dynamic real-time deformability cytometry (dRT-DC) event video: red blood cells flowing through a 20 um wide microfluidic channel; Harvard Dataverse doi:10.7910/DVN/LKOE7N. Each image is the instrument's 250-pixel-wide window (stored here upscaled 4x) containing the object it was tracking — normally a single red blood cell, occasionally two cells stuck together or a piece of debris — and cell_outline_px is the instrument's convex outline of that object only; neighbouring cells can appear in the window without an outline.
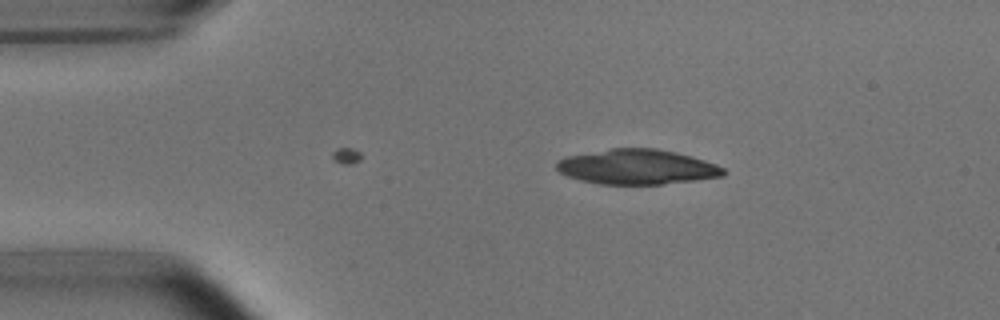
{"species": "common noctule bat (a hibernating species)", "species_latin": "Nyctalus noctula", "temperature_condition": "room temperature", "stored_images_in_passage": 2, "camera_frame_rate_fps": 3000, "um_per_image_px": 0.085, "animal": {"sex": "male", "body_mass_g": 15.6}, "frame": {"image": 1, "passage_image": 2, "time_ms": 0.333, "image_size_px": [1000, 320], "cell_outline_px": [[728, 172], [724, 176], [696, 180], [664, 184], [600, 184], [580, 180], [568, 176], [560, 172], [556, 168], [556, 160], [564, 156], [612, 148], [656, 148], [676, 152], [692, 156], [716, 164], [724, 168]], "centroid_in_image_um": [54.15, 14.18], "position_along_channel_um": 30.8, "area_um2": 34.28}}